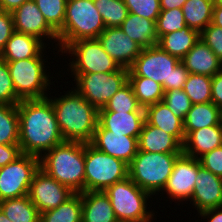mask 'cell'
Here are the masks:
<instances>
[{"instance_id": "obj_1", "label": "cell", "mask_w": 222, "mask_h": 222, "mask_svg": "<svg viewBox=\"0 0 222 222\" xmlns=\"http://www.w3.org/2000/svg\"><path fill=\"white\" fill-rule=\"evenodd\" d=\"M19 115V147L22 154L41 158L42 153L63 143L51 100L47 98L21 100Z\"/></svg>"}, {"instance_id": "obj_2", "label": "cell", "mask_w": 222, "mask_h": 222, "mask_svg": "<svg viewBox=\"0 0 222 222\" xmlns=\"http://www.w3.org/2000/svg\"><path fill=\"white\" fill-rule=\"evenodd\" d=\"M63 139L90 143L98 124V109L74 88L59 98L49 97Z\"/></svg>"}, {"instance_id": "obj_3", "label": "cell", "mask_w": 222, "mask_h": 222, "mask_svg": "<svg viewBox=\"0 0 222 222\" xmlns=\"http://www.w3.org/2000/svg\"><path fill=\"white\" fill-rule=\"evenodd\" d=\"M40 168L75 193L84 192L85 143L64 141L40 158Z\"/></svg>"}, {"instance_id": "obj_4", "label": "cell", "mask_w": 222, "mask_h": 222, "mask_svg": "<svg viewBox=\"0 0 222 222\" xmlns=\"http://www.w3.org/2000/svg\"><path fill=\"white\" fill-rule=\"evenodd\" d=\"M188 75L181 60L158 45L143 48L128 72V77H147L162 84L164 91L183 89Z\"/></svg>"}, {"instance_id": "obj_5", "label": "cell", "mask_w": 222, "mask_h": 222, "mask_svg": "<svg viewBox=\"0 0 222 222\" xmlns=\"http://www.w3.org/2000/svg\"><path fill=\"white\" fill-rule=\"evenodd\" d=\"M106 28L93 0H67L63 27L58 33V52L83 39H95Z\"/></svg>"}, {"instance_id": "obj_6", "label": "cell", "mask_w": 222, "mask_h": 222, "mask_svg": "<svg viewBox=\"0 0 222 222\" xmlns=\"http://www.w3.org/2000/svg\"><path fill=\"white\" fill-rule=\"evenodd\" d=\"M182 153L139 151L128 165V177L141 189L157 195L165 187L176 159Z\"/></svg>"}, {"instance_id": "obj_7", "label": "cell", "mask_w": 222, "mask_h": 222, "mask_svg": "<svg viewBox=\"0 0 222 222\" xmlns=\"http://www.w3.org/2000/svg\"><path fill=\"white\" fill-rule=\"evenodd\" d=\"M110 199L118 221L151 222L153 211L147 210V201L152 196L141 189L129 177L116 182L104 191ZM153 213V214H152Z\"/></svg>"}, {"instance_id": "obj_8", "label": "cell", "mask_w": 222, "mask_h": 222, "mask_svg": "<svg viewBox=\"0 0 222 222\" xmlns=\"http://www.w3.org/2000/svg\"><path fill=\"white\" fill-rule=\"evenodd\" d=\"M128 177V164L85 143L84 191H105Z\"/></svg>"}, {"instance_id": "obj_9", "label": "cell", "mask_w": 222, "mask_h": 222, "mask_svg": "<svg viewBox=\"0 0 222 222\" xmlns=\"http://www.w3.org/2000/svg\"><path fill=\"white\" fill-rule=\"evenodd\" d=\"M45 62L43 58H27L7 62L16 95L20 100L48 97L45 91L50 90L51 79L46 73Z\"/></svg>"}, {"instance_id": "obj_10", "label": "cell", "mask_w": 222, "mask_h": 222, "mask_svg": "<svg viewBox=\"0 0 222 222\" xmlns=\"http://www.w3.org/2000/svg\"><path fill=\"white\" fill-rule=\"evenodd\" d=\"M63 52L74 57L69 63L72 75L113 73L121 68L105 52L97 38L74 41L62 51V54Z\"/></svg>"}, {"instance_id": "obj_11", "label": "cell", "mask_w": 222, "mask_h": 222, "mask_svg": "<svg viewBox=\"0 0 222 222\" xmlns=\"http://www.w3.org/2000/svg\"><path fill=\"white\" fill-rule=\"evenodd\" d=\"M128 72L129 69L121 67L113 73L73 75L75 88L89 103L101 109L128 82Z\"/></svg>"}, {"instance_id": "obj_12", "label": "cell", "mask_w": 222, "mask_h": 222, "mask_svg": "<svg viewBox=\"0 0 222 222\" xmlns=\"http://www.w3.org/2000/svg\"><path fill=\"white\" fill-rule=\"evenodd\" d=\"M40 158L21 154L13 162L0 167V201L28 195Z\"/></svg>"}, {"instance_id": "obj_13", "label": "cell", "mask_w": 222, "mask_h": 222, "mask_svg": "<svg viewBox=\"0 0 222 222\" xmlns=\"http://www.w3.org/2000/svg\"><path fill=\"white\" fill-rule=\"evenodd\" d=\"M74 193L69 187L60 184L39 168L33 176L28 196L38 211L42 213L57 208Z\"/></svg>"}, {"instance_id": "obj_14", "label": "cell", "mask_w": 222, "mask_h": 222, "mask_svg": "<svg viewBox=\"0 0 222 222\" xmlns=\"http://www.w3.org/2000/svg\"><path fill=\"white\" fill-rule=\"evenodd\" d=\"M198 173V159L181 154L175 161L173 170L162 190L176 201L191 199ZM188 199V200H187Z\"/></svg>"}, {"instance_id": "obj_15", "label": "cell", "mask_w": 222, "mask_h": 222, "mask_svg": "<svg viewBox=\"0 0 222 222\" xmlns=\"http://www.w3.org/2000/svg\"><path fill=\"white\" fill-rule=\"evenodd\" d=\"M105 52L120 67L129 69L140 55L142 47L130 39L120 27L105 28L97 38Z\"/></svg>"}, {"instance_id": "obj_16", "label": "cell", "mask_w": 222, "mask_h": 222, "mask_svg": "<svg viewBox=\"0 0 222 222\" xmlns=\"http://www.w3.org/2000/svg\"><path fill=\"white\" fill-rule=\"evenodd\" d=\"M11 14L15 31L32 35L41 41L49 38L58 43V33L47 23L34 0L26 1Z\"/></svg>"}, {"instance_id": "obj_17", "label": "cell", "mask_w": 222, "mask_h": 222, "mask_svg": "<svg viewBox=\"0 0 222 222\" xmlns=\"http://www.w3.org/2000/svg\"><path fill=\"white\" fill-rule=\"evenodd\" d=\"M191 201L198 214L222 206V178L204 168L198 159V173Z\"/></svg>"}, {"instance_id": "obj_18", "label": "cell", "mask_w": 222, "mask_h": 222, "mask_svg": "<svg viewBox=\"0 0 222 222\" xmlns=\"http://www.w3.org/2000/svg\"><path fill=\"white\" fill-rule=\"evenodd\" d=\"M98 150L130 164L139 150L138 138L113 134L97 124L94 137L90 142Z\"/></svg>"}, {"instance_id": "obj_19", "label": "cell", "mask_w": 222, "mask_h": 222, "mask_svg": "<svg viewBox=\"0 0 222 222\" xmlns=\"http://www.w3.org/2000/svg\"><path fill=\"white\" fill-rule=\"evenodd\" d=\"M145 112H98V124L113 134L139 138Z\"/></svg>"}, {"instance_id": "obj_20", "label": "cell", "mask_w": 222, "mask_h": 222, "mask_svg": "<svg viewBox=\"0 0 222 222\" xmlns=\"http://www.w3.org/2000/svg\"><path fill=\"white\" fill-rule=\"evenodd\" d=\"M45 47H47L46 43L37 37L14 31L10 39L6 42L0 58L6 62L27 58H43L44 55L42 54Z\"/></svg>"}, {"instance_id": "obj_21", "label": "cell", "mask_w": 222, "mask_h": 222, "mask_svg": "<svg viewBox=\"0 0 222 222\" xmlns=\"http://www.w3.org/2000/svg\"><path fill=\"white\" fill-rule=\"evenodd\" d=\"M222 146V124L190 131L183 143V154L199 159L205 153Z\"/></svg>"}, {"instance_id": "obj_22", "label": "cell", "mask_w": 222, "mask_h": 222, "mask_svg": "<svg viewBox=\"0 0 222 222\" xmlns=\"http://www.w3.org/2000/svg\"><path fill=\"white\" fill-rule=\"evenodd\" d=\"M189 73L213 77L222 71V61L202 41L199 40L181 59Z\"/></svg>"}, {"instance_id": "obj_23", "label": "cell", "mask_w": 222, "mask_h": 222, "mask_svg": "<svg viewBox=\"0 0 222 222\" xmlns=\"http://www.w3.org/2000/svg\"><path fill=\"white\" fill-rule=\"evenodd\" d=\"M139 151L183 153V145L173 136L144 121L138 138Z\"/></svg>"}, {"instance_id": "obj_24", "label": "cell", "mask_w": 222, "mask_h": 222, "mask_svg": "<svg viewBox=\"0 0 222 222\" xmlns=\"http://www.w3.org/2000/svg\"><path fill=\"white\" fill-rule=\"evenodd\" d=\"M82 222H118L104 191L81 192Z\"/></svg>"}, {"instance_id": "obj_25", "label": "cell", "mask_w": 222, "mask_h": 222, "mask_svg": "<svg viewBox=\"0 0 222 222\" xmlns=\"http://www.w3.org/2000/svg\"><path fill=\"white\" fill-rule=\"evenodd\" d=\"M144 111L145 121L148 124L173 135L183 145L184 121L175 116L163 101L145 107Z\"/></svg>"}, {"instance_id": "obj_26", "label": "cell", "mask_w": 222, "mask_h": 222, "mask_svg": "<svg viewBox=\"0 0 222 222\" xmlns=\"http://www.w3.org/2000/svg\"><path fill=\"white\" fill-rule=\"evenodd\" d=\"M120 28L130 39L139 44L142 49L153 47L158 43L159 38L154 20H149L129 12Z\"/></svg>"}, {"instance_id": "obj_27", "label": "cell", "mask_w": 222, "mask_h": 222, "mask_svg": "<svg viewBox=\"0 0 222 222\" xmlns=\"http://www.w3.org/2000/svg\"><path fill=\"white\" fill-rule=\"evenodd\" d=\"M199 40L200 33L186 26L181 30L161 36L157 45L181 60Z\"/></svg>"}, {"instance_id": "obj_28", "label": "cell", "mask_w": 222, "mask_h": 222, "mask_svg": "<svg viewBox=\"0 0 222 222\" xmlns=\"http://www.w3.org/2000/svg\"><path fill=\"white\" fill-rule=\"evenodd\" d=\"M221 110L212 102L192 104L184 120L185 136L194 130L222 124Z\"/></svg>"}, {"instance_id": "obj_29", "label": "cell", "mask_w": 222, "mask_h": 222, "mask_svg": "<svg viewBox=\"0 0 222 222\" xmlns=\"http://www.w3.org/2000/svg\"><path fill=\"white\" fill-rule=\"evenodd\" d=\"M214 0H187L182 6L186 25L199 33L212 23Z\"/></svg>"}, {"instance_id": "obj_30", "label": "cell", "mask_w": 222, "mask_h": 222, "mask_svg": "<svg viewBox=\"0 0 222 222\" xmlns=\"http://www.w3.org/2000/svg\"><path fill=\"white\" fill-rule=\"evenodd\" d=\"M0 209L12 222H40V212L28 195L1 200Z\"/></svg>"}, {"instance_id": "obj_31", "label": "cell", "mask_w": 222, "mask_h": 222, "mask_svg": "<svg viewBox=\"0 0 222 222\" xmlns=\"http://www.w3.org/2000/svg\"><path fill=\"white\" fill-rule=\"evenodd\" d=\"M40 222H82L81 193H74L57 208L40 213Z\"/></svg>"}, {"instance_id": "obj_32", "label": "cell", "mask_w": 222, "mask_h": 222, "mask_svg": "<svg viewBox=\"0 0 222 222\" xmlns=\"http://www.w3.org/2000/svg\"><path fill=\"white\" fill-rule=\"evenodd\" d=\"M128 83L131 85L138 103L143 108L163 100L165 91L162 84L152 79L147 77H128Z\"/></svg>"}, {"instance_id": "obj_33", "label": "cell", "mask_w": 222, "mask_h": 222, "mask_svg": "<svg viewBox=\"0 0 222 222\" xmlns=\"http://www.w3.org/2000/svg\"><path fill=\"white\" fill-rule=\"evenodd\" d=\"M19 145L17 105L0 103V145Z\"/></svg>"}, {"instance_id": "obj_34", "label": "cell", "mask_w": 222, "mask_h": 222, "mask_svg": "<svg viewBox=\"0 0 222 222\" xmlns=\"http://www.w3.org/2000/svg\"><path fill=\"white\" fill-rule=\"evenodd\" d=\"M98 112H145L144 108L138 103L131 85L127 82L109 100L105 107L98 109Z\"/></svg>"}, {"instance_id": "obj_35", "label": "cell", "mask_w": 222, "mask_h": 222, "mask_svg": "<svg viewBox=\"0 0 222 222\" xmlns=\"http://www.w3.org/2000/svg\"><path fill=\"white\" fill-rule=\"evenodd\" d=\"M211 84L212 77L189 73L183 91L192 104L212 102Z\"/></svg>"}, {"instance_id": "obj_36", "label": "cell", "mask_w": 222, "mask_h": 222, "mask_svg": "<svg viewBox=\"0 0 222 222\" xmlns=\"http://www.w3.org/2000/svg\"><path fill=\"white\" fill-rule=\"evenodd\" d=\"M103 22L108 27H120L129 14L123 0H93Z\"/></svg>"}, {"instance_id": "obj_37", "label": "cell", "mask_w": 222, "mask_h": 222, "mask_svg": "<svg viewBox=\"0 0 222 222\" xmlns=\"http://www.w3.org/2000/svg\"><path fill=\"white\" fill-rule=\"evenodd\" d=\"M47 23L58 32L64 24L67 0H34Z\"/></svg>"}, {"instance_id": "obj_38", "label": "cell", "mask_w": 222, "mask_h": 222, "mask_svg": "<svg viewBox=\"0 0 222 222\" xmlns=\"http://www.w3.org/2000/svg\"><path fill=\"white\" fill-rule=\"evenodd\" d=\"M155 23L158 38L167 33H172L173 31L181 30L187 26L182 8L161 10Z\"/></svg>"}, {"instance_id": "obj_39", "label": "cell", "mask_w": 222, "mask_h": 222, "mask_svg": "<svg viewBox=\"0 0 222 222\" xmlns=\"http://www.w3.org/2000/svg\"><path fill=\"white\" fill-rule=\"evenodd\" d=\"M162 101L175 116L181 118L183 121L185 120L188 111L192 107V102L183 89H171L165 91Z\"/></svg>"}, {"instance_id": "obj_40", "label": "cell", "mask_w": 222, "mask_h": 222, "mask_svg": "<svg viewBox=\"0 0 222 222\" xmlns=\"http://www.w3.org/2000/svg\"><path fill=\"white\" fill-rule=\"evenodd\" d=\"M20 101L16 95L7 62L0 58V103L18 105Z\"/></svg>"}, {"instance_id": "obj_41", "label": "cell", "mask_w": 222, "mask_h": 222, "mask_svg": "<svg viewBox=\"0 0 222 222\" xmlns=\"http://www.w3.org/2000/svg\"><path fill=\"white\" fill-rule=\"evenodd\" d=\"M130 13L156 22L160 12V0H123Z\"/></svg>"}, {"instance_id": "obj_42", "label": "cell", "mask_w": 222, "mask_h": 222, "mask_svg": "<svg viewBox=\"0 0 222 222\" xmlns=\"http://www.w3.org/2000/svg\"><path fill=\"white\" fill-rule=\"evenodd\" d=\"M200 40L222 61V28L210 23L200 32Z\"/></svg>"}, {"instance_id": "obj_43", "label": "cell", "mask_w": 222, "mask_h": 222, "mask_svg": "<svg viewBox=\"0 0 222 222\" xmlns=\"http://www.w3.org/2000/svg\"><path fill=\"white\" fill-rule=\"evenodd\" d=\"M199 160L204 168L222 178V146L205 153Z\"/></svg>"}, {"instance_id": "obj_44", "label": "cell", "mask_w": 222, "mask_h": 222, "mask_svg": "<svg viewBox=\"0 0 222 222\" xmlns=\"http://www.w3.org/2000/svg\"><path fill=\"white\" fill-rule=\"evenodd\" d=\"M14 31L12 14L10 12L0 10V54Z\"/></svg>"}, {"instance_id": "obj_45", "label": "cell", "mask_w": 222, "mask_h": 222, "mask_svg": "<svg viewBox=\"0 0 222 222\" xmlns=\"http://www.w3.org/2000/svg\"><path fill=\"white\" fill-rule=\"evenodd\" d=\"M21 154L19 145H0V167L13 162Z\"/></svg>"}, {"instance_id": "obj_46", "label": "cell", "mask_w": 222, "mask_h": 222, "mask_svg": "<svg viewBox=\"0 0 222 222\" xmlns=\"http://www.w3.org/2000/svg\"><path fill=\"white\" fill-rule=\"evenodd\" d=\"M212 103L222 110V71L212 77Z\"/></svg>"}, {"instance_id": "obj_47", "label": "cell", "mask_w": 222, "mask_h": 222, "mask_svg": "<svg viewBox=\"0 0 222 222\" xmlns=\"http://www.w3.org/2000/svg\"><path fill=\"white\" fill-rule=\"evenodd\" d=\"M201 217L208 218L209 222H222V206L211 208L200 212Z\"/></svg>"}, {"instance_id": "obj_48", "label": "cell", "mask_w": 222, "mask_h": 222, "mask_svg": "<svg viewBox=\"0 0 222 222\" xmlns=\"http://www.w3.org/2000/svg\"><path fill=\"white\" fill-rule=\"evenodd\" d=\"M28 0H0V10L12 13Z\"/></svg>"}, {"instance_id": "obj_49", "label": "cell", "mask_w": 222, "mask_h": 222, "mask_svg": "<svg viewBox=\"0 0 222 222\" xmlns=\"http://www.w3.org/2000/svg\"><path fill=\"white\" fill-rule=\"evenodd\" d=\"M187 0H160L161 10H170L174 8H182Z\"/></svg>"}, {"instance_id": "obj_50", "label": "cell", "mask_w": 222, "mask_h": 222, "mask_svg": "<svg viewBox=\"0 0 222 222\" xmlns=\"http://www.w3.org/2000/svg\"><path fill=\"white\" fill-rule=\"evenodd\" d=\"M212 24L222 28V6H214Z\"/></svg>"}, {"instance_id": "obj_51", "label": "cell", "mask_w": 222, "mask_h": 222, "mask_svg": "<svg viewBox=\"0 0 222 222\" xmlns=\"http://www.w3.org/2000/svg\"><path fill=\"white\" fill-rule=\"evenodd\" d=\"M0 222H12L10 219H8L3 211L0 209Z\"/></svg>"}, {"instance_id": "obj_52", "label": "cell", "mask_w": 222, "mask_h": 222, "mask_svg": "<svg viewBox=\"0 0 222 222\" xmlns=\"http://www.w3.org/2000/svg\"><path fill=\"white\" fill-rule=\"evenodd\" d=\"M214 6H222V0H214Z\"/></svg>"}]
</instances>
